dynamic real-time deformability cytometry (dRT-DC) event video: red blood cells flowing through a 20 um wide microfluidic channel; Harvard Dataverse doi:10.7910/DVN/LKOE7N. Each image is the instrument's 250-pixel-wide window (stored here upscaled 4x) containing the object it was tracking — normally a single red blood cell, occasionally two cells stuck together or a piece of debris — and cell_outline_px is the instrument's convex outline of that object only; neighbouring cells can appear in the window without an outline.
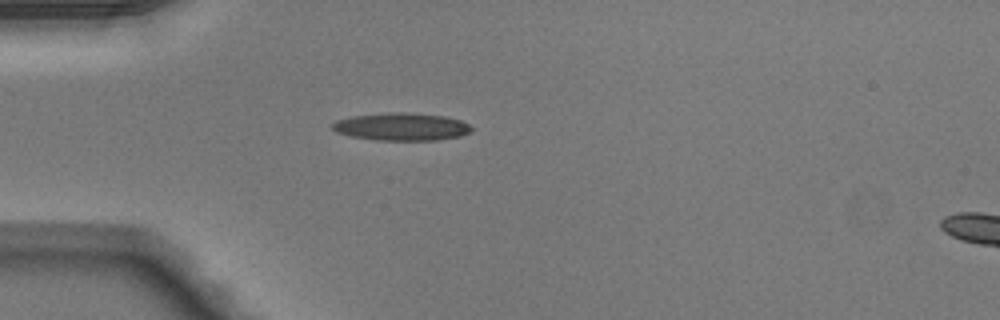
{"species": "Egyptian fruit bat (a non-hibernating species)", "species_latin": "Rousettus aegyptiacus", "temperature_condition": "warm", "stored_images_in_passage": 36, "camera_frame_rate_fps": 3000, "um_per_image_px": 0.085, "animal": {"sex": "male"}, "frame": {"image": 1, "passage_image": 1, "time_ms": 0.0, "image_size_px": [1000, 320], "cell_outline_px": [[472, 132], [460, 136], [436, 140], [376, 140], [352, 136], [336, 132], [328, 124], [336, 120], [352, 116], [392, 112], [404, 112], [444, 116], [460, 120], [468, 124], [472, 128]], "centroid_in_image_um": [34.1, 10.77], "position_along_channel_um": 50.9, "area_um2": 22.43}}
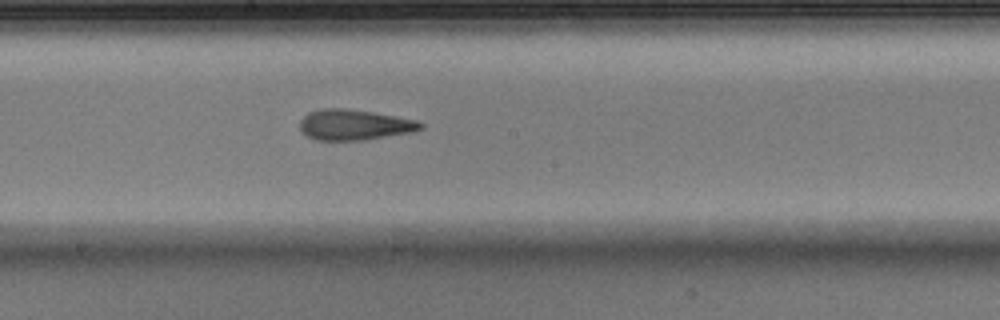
{"frame": {"image": 2, "passage_image": 14, "time_ms": 4.333, "image_size_px": [1000, 320], "cell_outline_px": [[424, 128], [416, 132], [364, 140], [316, 140], [308, 136], [300, 128], [300, 120], [308, 112], [324, 108], [340, 108], [372, 112], [420, 120], [424, 124]], "centroid_in_image_um": [30.19, 10.61], "position_along_channel_um": 218.0, "area_um2": 21.68}}
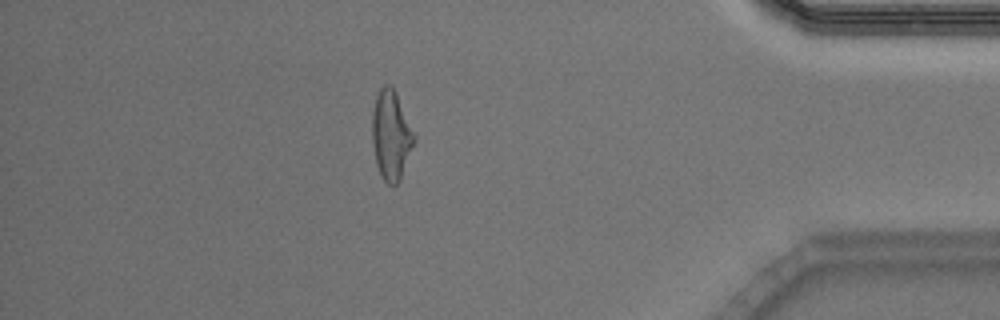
{"frame": {"image": 3, "passage_image": 30, "time_ms": 9.667, "image_size_px": [1000, 320], "cell_outline_px": [[416, 140], [400, 180], [396, 184], [388, 184], [384, 180], [376, 164], [372, 140], [372, 112], [376, 96], [380, 88], [384, 84], [392, 84], [396, 92], [416, 136]], "centroid_in_image_um": [33.25, 11.46], "position_along_channel_um": 402.0, "area_um2": 21.96}, "authors_computed_cell_mechanics": {"area_um2": 21.5305, "velocity_mm_per_s": 4.1364, "shape_relaxation_time_tau1_ms": 4.6902, "shape_relaxation_time_tau2_ms": 1.7098, "deformation_change_tau1": 0.1958, "deformation_change_tau2": 0.1251}}